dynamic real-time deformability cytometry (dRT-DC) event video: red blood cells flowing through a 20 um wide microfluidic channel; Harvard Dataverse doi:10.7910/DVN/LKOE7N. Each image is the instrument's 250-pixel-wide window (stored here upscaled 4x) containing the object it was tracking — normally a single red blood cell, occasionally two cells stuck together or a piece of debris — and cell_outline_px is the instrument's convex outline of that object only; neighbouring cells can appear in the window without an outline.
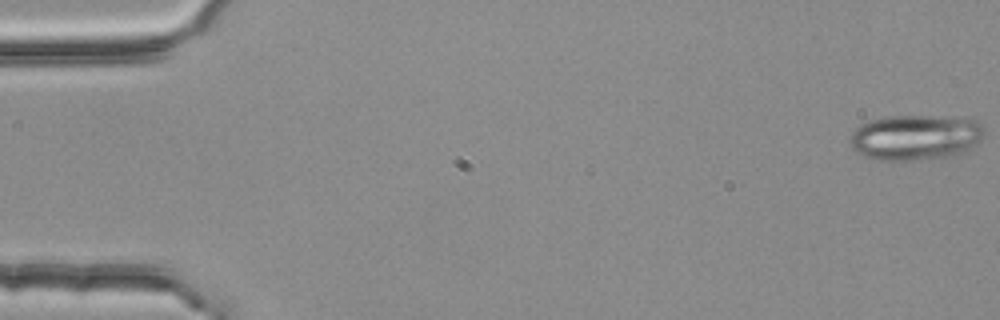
{"species": "common noctule bat (a hibernating species)", "species_latin": "Nyctalus noctula", "temperature_condition": "room temperature", "stored_images_in_passage": 4, "segment_of_instrument_passage": [2, 2], "camera_frame_rate_fps": 3000, "um_per_image_px": 0.085, "animal": {"sex": "female", "body_mass_g": 25.1}, "frame": {"image": 1, "passage_image": 4, "time_ms": 1.0, "image_size_px": [1000, 320], "cell_outline_px": [[984, 136], [968, 152], [956, 156], [912, 160], [872, 160], [856, 152], [852, 148], [848, 140], [852, 132], [856, 128], [868, 120], [884, 116], [924, 116], [976, 120], [984, 128]], "centroid_in_image_um": [77.79, 11.7], "position_along_channel_um": 7.2, "area_um2": 35.89}}